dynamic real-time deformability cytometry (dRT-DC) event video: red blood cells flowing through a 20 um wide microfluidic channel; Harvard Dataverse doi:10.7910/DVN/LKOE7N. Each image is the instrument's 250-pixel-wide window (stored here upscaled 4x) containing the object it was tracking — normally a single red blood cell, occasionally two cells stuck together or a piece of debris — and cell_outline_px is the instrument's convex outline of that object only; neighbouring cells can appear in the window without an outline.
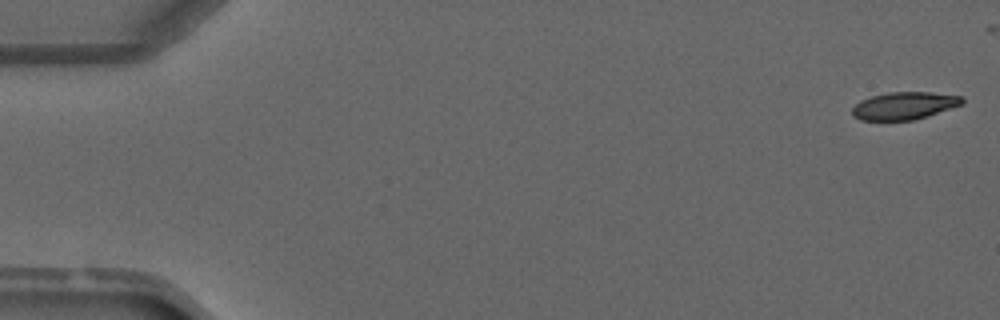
{"species": "common noctule bat (a hibernating species)", "species_latin": "Nyctalus noctula", "temperature_condition": "warm", "stored_images_in_passage": 3, "camera_frame_rate_fps": 3000, "um_per_image_px": 0.085, "animal": {"sex": "male", "forearm_length_mm": 52.5}, "frame": {"image": 1, "passage_image": 1, "time_ms": 0.0, "image_size_px": [1000, 320], "cell_outline_px": [[964, 104], [928, 116], [912, 120], [860, 120], [852, 116], [852, 108], [860, 100], [872, 96], [888, 92], [928, 92], [964, 96]], "centroid_in_image_um": [76.88, 8.98], "position_along_channel_um": 8.1, "area_um2": 17.74}}
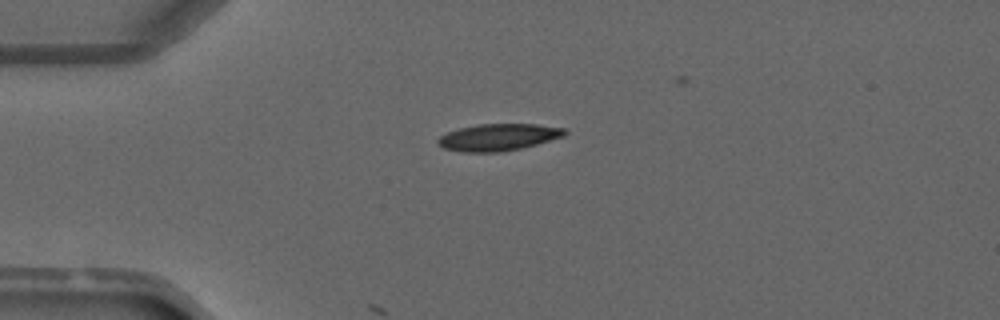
{"frame": {"image": 2, "passage_image": 3, "time_ms": 3.333, "image_size_px": [1000, 320], "cell_outline_px": [[568, 132], [564, 136], [536, 144], [520, 148], [500, 152], [464, 152], [444, 148], [436, 140], [440, 136], [448, 132], [460, 128], [480, 124], [536, 124], [564, 128]], "centroid_in_image_um": [42.37, 11.66], "position_along_channel_um": 42.6, "area_um2": 19.65}}